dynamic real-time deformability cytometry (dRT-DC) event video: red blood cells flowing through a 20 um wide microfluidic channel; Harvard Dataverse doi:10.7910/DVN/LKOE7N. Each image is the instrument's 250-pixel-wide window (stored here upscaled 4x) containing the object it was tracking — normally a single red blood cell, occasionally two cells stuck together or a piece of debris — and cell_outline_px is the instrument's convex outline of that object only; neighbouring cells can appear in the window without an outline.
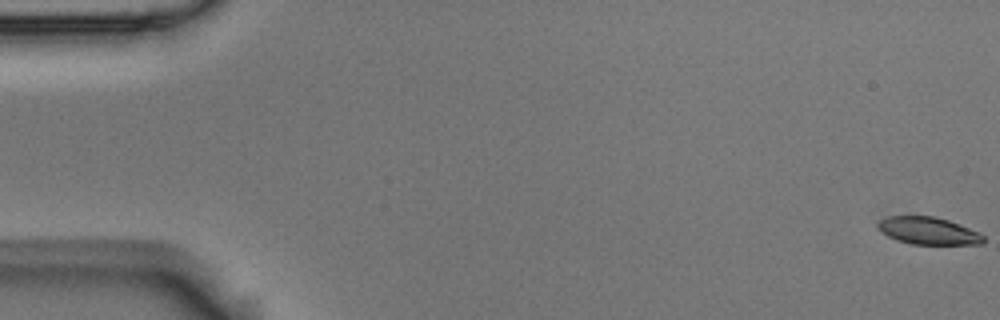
{"species": "Egyptian fruit bat (a non-hibernating species)", "species_latin": "Rousettus aegyptiacus", "temperature_condition": "room temperature", "stored_images_in_passage": 7, "camera_frame_rate_fps": 3000, "um_per_image_px": 0.085, "animal": {"sex": "male"}, "frame": {"image": 1, "passage_image": 1, "time_ms": 0.0, "image_size_px": [1000, 320], "cell_outline_px": [[984, 244], [912, 244], [896, 240], [888, 236], [876, 224], [880, 220], [888, 216], [932, 216], [948, 220], [980, 232], [984, 236]], "centroid_in_image_um": [78.94, 19.62], "position_along_channel_um": 6.1, "area_um2": 16.7}}
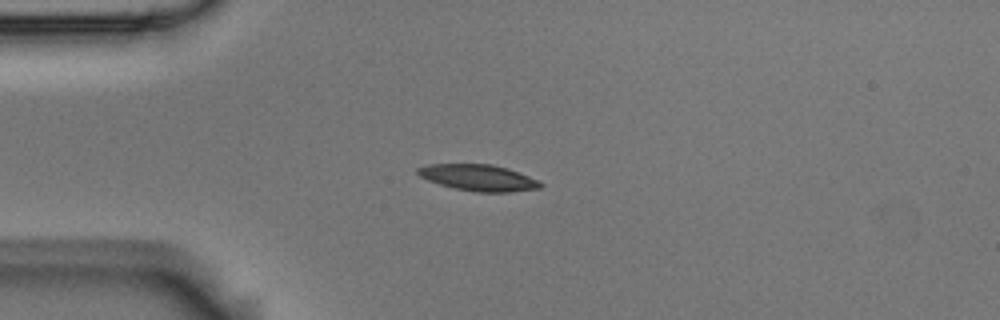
{"frame": {"image": 2, "passage_image": 5, "time_ms": 1.333, "image_size_px": [1000, 320], "cell_outline_px": [[544, 184], [540, 188], [508, 192], [476, 192], [456, 188], [440, 184], [428, 180], [420, 176], [416, 172], [416, 168], [428, 164], [492, 164], [508, 168], [540, 180]], "centroid_in_image_um": [40.69, 15.09], "position_along_channel_um": 44.3, "area_um2": 18.84}}
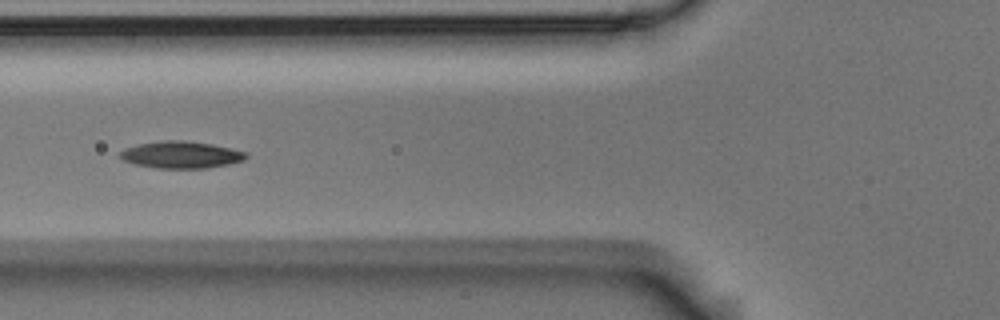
{"frame": {"image": 3, "passage_image": 7, "time_ms": 2.0, "image_size_px": [1000, 320], "cell_outline_px": [[248, 156], [244, 160], [228, 164], [208, 168], [156, 168], [132, 164], [124, 160], [120, 156], [120, 152], [124, 148], [136, 144], [164, 140], [184, 140], [212, 144], [232, 148], [248, 152]], "centroid_in_image_um": [15.4, 13.15], "position_along_channel_um": 110.4, "area_um2": 20.0}}